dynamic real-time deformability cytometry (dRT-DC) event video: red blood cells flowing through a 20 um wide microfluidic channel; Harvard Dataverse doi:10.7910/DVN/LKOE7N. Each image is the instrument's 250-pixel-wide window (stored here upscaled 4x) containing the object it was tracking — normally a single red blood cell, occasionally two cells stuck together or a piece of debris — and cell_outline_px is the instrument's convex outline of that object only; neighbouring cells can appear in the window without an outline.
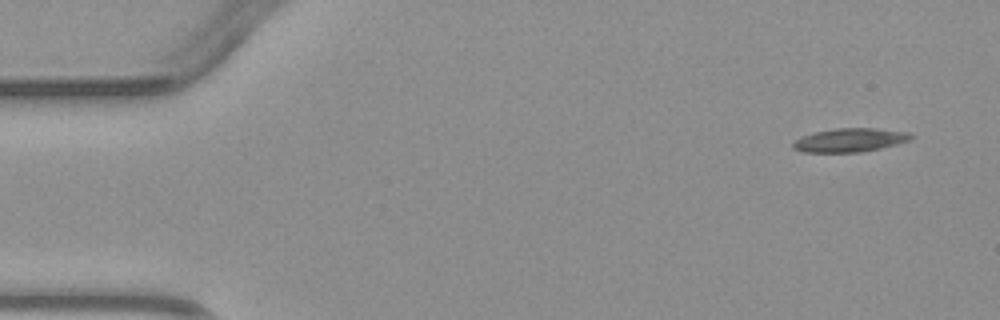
{"species": "common noctule bat (a hibernating species)", "species_latin": "Nyctalus noctula", "temperature_condition": "warm", "stored_images_in_passage": 5, "segment_of_instrument_passage": [1, 2], "camera_frame_rate_fps": 3000, "um_per_image_px": 0.085, "animal": {"sex": "male", "body_mass_g": 23.1, "forearm_length_mm": 52.7}, "frame": {"image": 1, "passage_image": 1, "time_ms": 0.0, "image_size_px": [1000, 320], "cell_outline_px": [[912, 136], [908, 140], [896, 144], [880, 148], [860, 152], [800, 152], [792, 148], [792, 144], [800, 136], [816, 132], [836, 128], [876, 128], [908, 132]], "centroid_in_image_um": [72.18, 11.91], "position_along_channel_um": 12.8, "area_um2": 16.13}}